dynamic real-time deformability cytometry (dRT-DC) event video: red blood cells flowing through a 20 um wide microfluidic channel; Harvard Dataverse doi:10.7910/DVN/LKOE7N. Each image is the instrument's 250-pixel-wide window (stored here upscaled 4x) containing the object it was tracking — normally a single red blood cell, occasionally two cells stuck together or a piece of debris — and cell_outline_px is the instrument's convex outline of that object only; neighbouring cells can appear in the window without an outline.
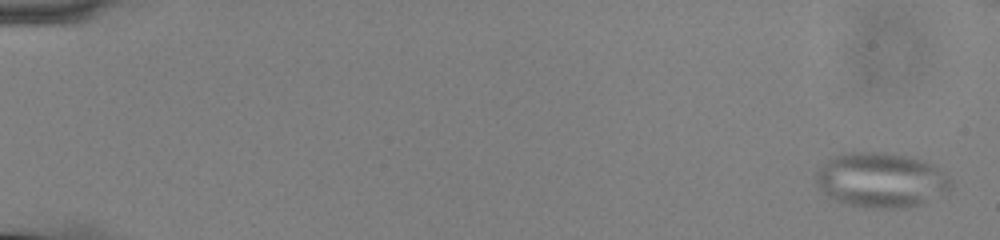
{"species": "common noctule bat (a hibernating species)", "species_latin": "Nyctalus noctula", "temperature_condition": "cold", "stored_images_in_passage": 54, "camera_frame_rate_fps": 3000, "um_per_image_px": 0.085, "animal": {"sex": "male", "body_mass_g": 13.0, "forearm_length_mm": 53.1}, "frame": {"image": 1, "passage_image": 2, "time_ms": 0.333, "image_size_px": [1000, 240], "cell_outline_px": [[952, 188], [924, 204], [904, 208], [864, 208], [840, 204], [828, 196], [824, 192], [816, 180], [816, 172], [832, 156], [844, 152], [884, 152], [908, 156], [932, 164], [948, 176], [952, 180]], "centroid_in_image_um": [74.89, 15.32], "position_along_channel_um": 10.1, "area_um2": 43.47}}
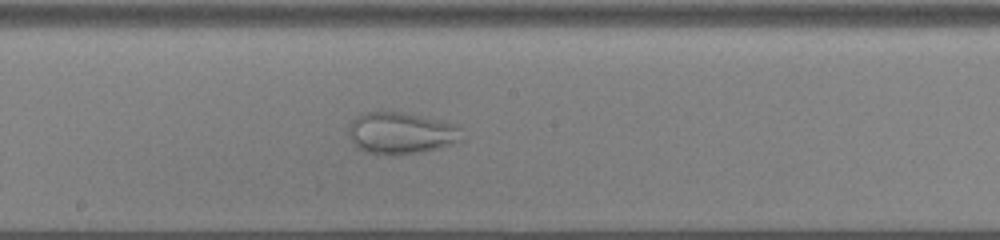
{"frame": {"image": 2, "passage_image": 32, "time_ms": 10.333, "image_size_px": [1000, 240], "cell_outline_px": [[464, 140], [440, 148], [400, 156], [388, 156], [364, 152], [352, 140], [348, 132], [348, 128], [352, 120], [364, 112], [380, 108], [404, 112], [440, 120], [456, 124], [460, 128]], "centroid_in_image_um": [34.09, 11.29], "position_along_channel_um": 214.1, "area_um2": 28.5}}
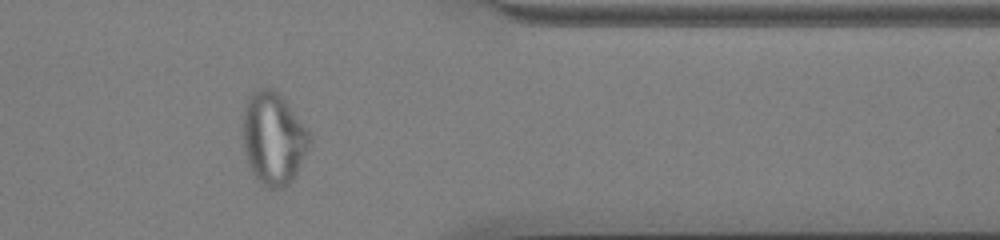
{"frame": {"image": 3, "passage_image": 47, "time_ms": 15.333, "image_size_px": [1000, 240], "cell_outline_px": [[312, 144], [296, 176], [284, 188], [268, 188], [260, 184], [252, 172], [248, 164], [244, 152], [244, 108], [248, 96], [252, 92], [260, 88], [268, 88], [276, 92], [284, 100], [308, 128], [312, 136]], "centroid_in_image_um": [23.28, 11.81], "position_along_channel_um": 388.1, "area_um2": 36.18}}